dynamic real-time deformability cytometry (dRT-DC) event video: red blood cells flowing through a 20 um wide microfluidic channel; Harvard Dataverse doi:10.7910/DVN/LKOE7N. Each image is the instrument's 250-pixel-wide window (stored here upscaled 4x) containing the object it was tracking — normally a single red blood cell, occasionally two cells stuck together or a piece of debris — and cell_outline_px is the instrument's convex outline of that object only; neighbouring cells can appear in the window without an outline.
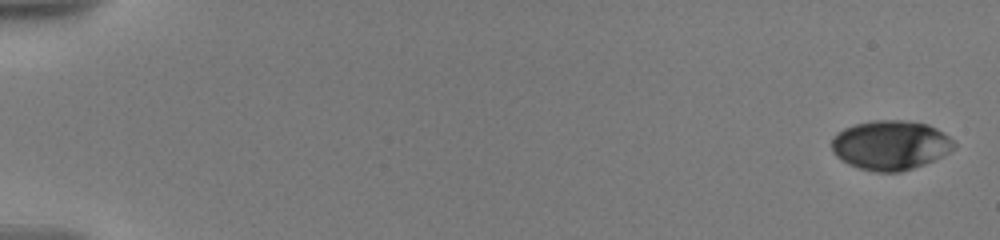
{"species": "human", "species_latin": "Homo sapiens", "temperature_condition": "warm", "stored_images_in_passage": 24, "camera_frame_rate_fps": 3000, "um_per_image_px": 0.085, "donor": {"sex": "male"}, "frame": {"image": 1, "passage_image": 1, "time_ms": 0.0, "image_size_px": [1000, 240], "cell_outline_px": [[956, 148], [924, 164], [900, 172], [876, 172], [860, 168], [848, 164], [836, 156], [832, 152], [832, 140], [844, 128], [856, 124], [872, 120], [900, 120], [928, 124], [936, 128], [948, 136], [956, 144]], "centroid_in_image_um": [75.69, 12.34], "position_along_channel_um": 9.3, "area_um2": 34.97}}
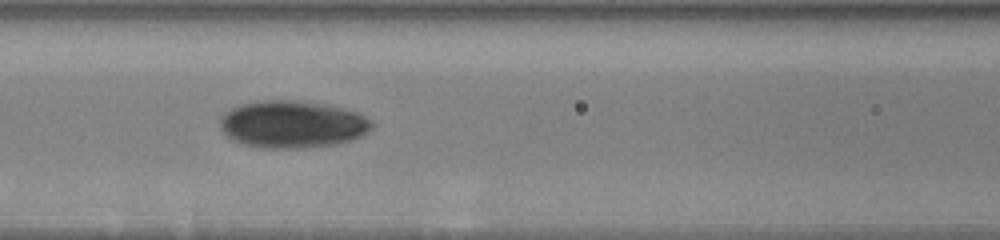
{"frame": {"image": 2, "passage_image": 21, "time_ms": 8.667, "image_size_px": [1000, 240], "cell_outline_px": [[372, 128], [368, 132], [352, 140], [336, 144], [304, 148], [260, 148], [240, 144], [232, 140], [220, 128], [220, 116], [224, 112], [240, 104], [264, 100], [296, 100], [328, 104], [344, 108], [356, 112], [372, 120]], "centroid_in_image_um": [24.84, 10.56], "position_along_channel_um": 141.8, "area_um2": 42.25}}
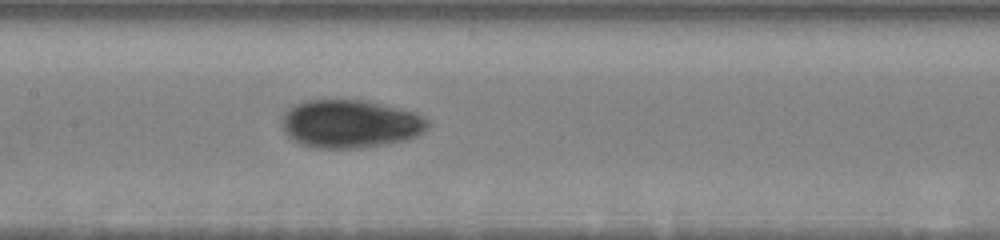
{"frame": {"image": 3, "passage_image": 24, "time_ms": 9.667, "image_size_px": [1000, 240], "cell_outline_px": [[428, 124], [424, 132], [416, 136], [404, 140], [384, 144], [360, 148], [316, 148], [300, 144], [292, 140], [284, 132], [280, 120], [284, 112], [292, 104], [304, 100], [368, 100], [416, 112], [428, 120]], "centroid_in_image_um": [29.72, 10.51], "position_along_channel_um": 177.7, "area_um2": 41.38}}